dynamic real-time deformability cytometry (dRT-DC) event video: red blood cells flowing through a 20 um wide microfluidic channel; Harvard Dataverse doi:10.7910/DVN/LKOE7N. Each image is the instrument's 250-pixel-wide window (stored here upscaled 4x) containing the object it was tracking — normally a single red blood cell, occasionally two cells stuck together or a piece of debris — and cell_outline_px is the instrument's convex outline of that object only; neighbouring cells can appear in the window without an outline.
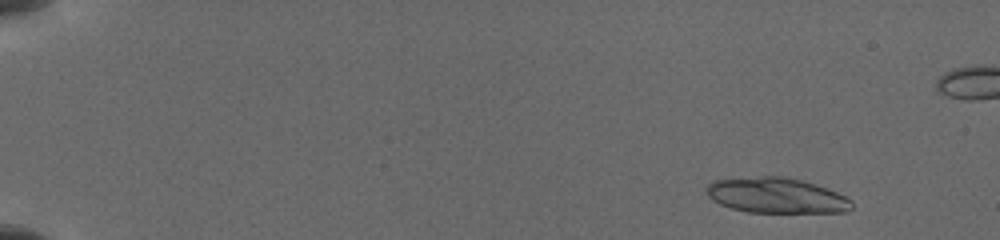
{"species": "common noctule bat (a hibernating species)", "species_latin": "Nyctalus noctula", "temperature_condition": "cold", "stored_images_in_passage": 31, "camera_frame_rate_fps": 3000, "um_per_image_px": 0.085, "animal": {"sex": "female", "body_mass_g": 19.5, "forearm_length_mm": 54.1}, "frame": {"image": 1, "passage_image": 5, "time_ms": 1.333, "image_size_px": [1000, 240], "cell_outline_px": [[852, 208], [844, 212], [748, 212], [732, 208], [720, 204], [712, 200], [708, 196], [704, 188], [712, 180], [760, 176], [780, 176], [800, 180], [816, 184], [836, 192], [852, 200]], "centroid_in_image_um": [65.95, 16.61], "position_along_channel_um": 19.1, "area_um2": 29.88}}